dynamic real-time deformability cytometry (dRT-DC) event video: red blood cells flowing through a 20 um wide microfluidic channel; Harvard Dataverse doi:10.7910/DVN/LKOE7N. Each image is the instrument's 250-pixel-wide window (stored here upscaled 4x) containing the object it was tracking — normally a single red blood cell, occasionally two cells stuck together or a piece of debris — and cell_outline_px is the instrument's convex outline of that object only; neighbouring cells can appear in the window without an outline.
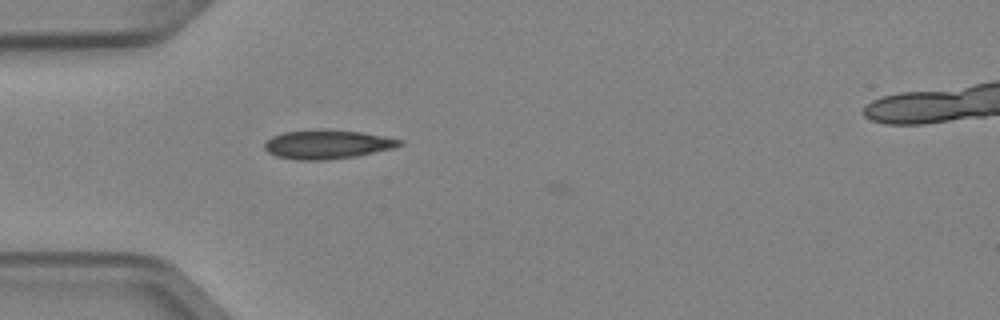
{"species": "Egyptian fruit bat (a non-hibernating species)", "species_latin": "Rousettus aegyptiacus", "temperature_condition": "cold", "stored_images_in_passage": 3, "camera_frame_rate_fps": 3000, "um_per_image_px": 0.085, "animal": {"sex": "female"}, "frame": {"image": 1, "passage_image": 2, "time_ms": 0.333, "image_size_px": [1000, 320], "cell_outline_px": [[404, 144], [392, 148], [356, 156], [328, 160], [296, 160], [276, 156], [268, 152], [264, 148], [264, 144], [272, 136], [284, 132], [316, 128], [328, 128], [360, 132], [400, 140]], "centroid_in_image_um": [27.75, 12.26], "position_along_channel_um": 57.2, "area_um2": 22.89}}